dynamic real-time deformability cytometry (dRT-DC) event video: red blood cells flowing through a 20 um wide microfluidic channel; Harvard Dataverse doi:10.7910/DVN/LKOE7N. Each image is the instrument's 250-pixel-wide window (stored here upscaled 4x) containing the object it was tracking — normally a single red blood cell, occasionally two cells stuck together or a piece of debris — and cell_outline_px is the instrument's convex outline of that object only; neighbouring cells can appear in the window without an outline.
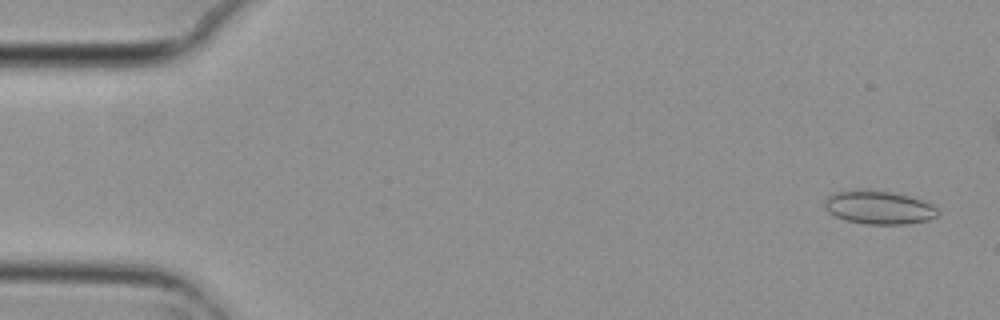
{"species": "common noctule bat (a hibernating species)", "species_latin": "Nyctalus noctula", "temperature_condition": "cold", "stored_images_in_passage": 52, "camera_frame_rate_fps": 3000, "um_per_image_px": 0.085, "animal": {"sex": "female", "body_mass_g": 29.2, "forearm_length_mm": 56.3}, "frame": {"image": 1, "passage_image": 3, "time_ms": 0.667, "image_size_px": [1000, 320], "cell_outline_px": [[940, 212], [936, 216], [928, 220], [908, 224], [864, 224], [844, 220], [828, 212], [824, 204], [824, 200], [828, 196], [836, 192], [892, 192], [924, 200], [932, 204]], "centroid_in_image_um": [74.75, 17.68], "position_along_channel_um": 10.3, "area_um2": 21.5}}
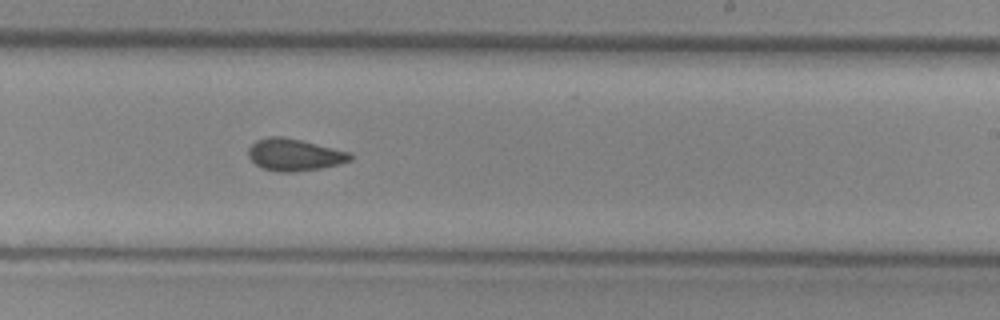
{"frame": {"image": 2, "passage_image": 34, "time_ms": 11.0, "image_size_px": [1000, 320], "cell_outline_px": [[352, 160], [320, 168], [292, 172], [276, 172], [264, 168], [256, 164], [248, 156], [248, 148], [256, 140], [268, 136], [280, 136], [300, 140], [352, 152]], "centroid_in_image_um": [25.01, 13.15], "position_along_channel_um": 264.0, "area_um2": 18.9}}
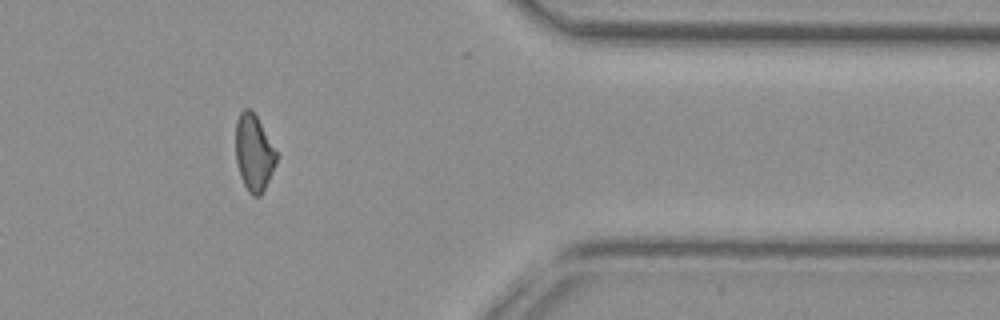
{"frame": {"image": 3, "passage_image": 46, "time_ms": 15.0, "image_size_px": [1000, 320], "cell_outline_px": [[276, 164], [260, 196], [252, 196], [248, 192], [240, 176], [236, 160], [236, 120], [240, 112], [244, 108], [248, 108], [256, 116], [276, 152]], "centroid_in_image_um": [21.55, 13.0], "position_along_channel_um": 389.8, "area_um2": 17.74}}